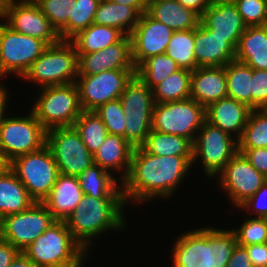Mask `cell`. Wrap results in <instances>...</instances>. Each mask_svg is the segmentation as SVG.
Segmentation results:
<instances>
[{
  "instance_id": "1",
  "label": "cell",
  "mask_w": 267,
  "mask_h": 267,
  "mask_svg": "<svg viewBox=\"0 0 267 267\" xmlns=\"http://www.w3.org/2000/svg\"><path fill=\"white\" fill-rule=\"evenodd\" d=\"M193 157L158 156L141 146L132 151L128 175L121 182L123 199L147 202L155 197H170L192 168Z\"/></svg>"
},
{
  "instance_id": "2",
  "label": "cell",
  "mask_w": 267,
  "mask_h": 267,
  "mask_svg": "<svg viewBox=\"0 0 267 267\" xmlns=\"http://www.w3.org/2000/svg\"><path fill=\"white\" fill-rule=\"evenodd\" d=\"M174 245L173 267H226L237 239L232 229L209 226L185 232Z\"/></svg>"
},
{
  "instance_id": "3",
  "label": "cell",
  "mask_w": 267,
  "mask_h": 267,
  "mask_svg": "<svg viewBox=\"0 0 267 267\" xmlns=\"http://www.w3.org/2000/svg\"><path fill=\"white\" fill-rule=\"evenodd\" d=\"M124 205L123 198H93L84 195L65 223L74 239L88 250L93 236L126 227L122 215Z\"/></svg>"
},
{
  "instance_id": "4",
  "label": "cell",
  "mask_w": 267,
  "mask_h": 267,
  "mask_svg": "<svg viewBox=\"0 0 267 267\" xmlns=\"http://www.w3.org/2000/svg\"><path fill=\"white\" fill-rule=\"evenodd\" d=\"M78 54L70 40L48 45L21 77L41 87L76 83Z\"/></svg>"
},
{
  "instance_id": "5",
  "label": "cell",
  "mask_w": 267,
  "mask_h": 267,
  "mask_svg": "<svg viewBox=\"0 0 267 267\" xmlns=\"http://www.w3.org/2000/svg\"><path fill=\"white\" fill-rule=\"evenodd\" d=\"M31 111L48 131L71 127L83 111L76 83L42 87Z\"/></svg>"
},
{
  "instance_id": "6",
  "label": "cell",
  "mask_w": 267,
  "mask_h": 267,
  "mask_svg": "<svg viewBox=\"0 0 267 267\" xmlns=\"http://www.w3.org/2000/svg\"><path fill=\"white\" fill-rule=\"evenodd\" d=\"M119 99L126 118L125 140L133 148L140 147L152 130L153 91L134 75Z\"/></svg>"
},
{
  "instance_id": "7",
  "label": "cell",
  "mask_w": 267,
  "mask_h": 267,
  "mask_svg": "<svg viewBox=\"0 0 267 267\" xmlns=\"http://www.w3.org/2000/svg\"><path fill=\"white\" fill-rule=\"evenodd\" d=\"M26 187L35 202H43L49 195L60 171L47 145L40 150L16 157L10 168Z\"/></svg>"
},
{
  "instance_id": "8",
  "label": "cell",
  "mask_w": 267,
  "mask_h": 267,
  "mask_svg": "<svg viewBox=\"0 0 267 267\" xmlns=\"http://www.w3.org/2000/svg\"><path fill=\"white\" fill-rule=\"evenodd\" d=\"M84 250L65 221L56 220L22 252L37 267H46L74 261Z\"/></svg>"
},
{
  "instance_id": "9",
  "label": "cell",
  "mask_w": 267,
  "mask_h": 267,
  "mask_svg": "<svg viewBox=\"0 0 267 267\" xmlns=\"http://www.w3.org/2000/svg\"><path fill=\"white\" fill-rule=\"evenodd\" d=\"M206 120L205 107L192 98L155 103L152 130L189 139L192 143Z\"/></svg>"
},
{
  "instance_id": "10",
  "label": "cell",
  "mask_w": 267,
  "mask_h": 267,
  "mask_svg": "<svg viewBox=\"0 0 267 267\" xmlns=\"http://www.w3.org/2000/svg\"><path fill=\"white\" fill-rule=\"evenodd\" d=\"M198 133L193 143L192 165L200 157L206 175L213 178L239 152L238 140L206 120Z\"/></svg>"
},
{
  "instance_id": "11",
  "label": "cell",
  "mask_w": 267,
  "mask_h": 267,
  "mask_svg": "<svg viewBox=\"0 0 267 267\" xmlns=\"http://www.w3.org/2000/svg\"><path fill=\"white\" fill-rule=\"evenodd\" d=\"M46 145V130L30 110L25 117H3L0 122V149L12 161Z\"/></svg>"
},
{
  "instance_id": "12",
  "label": "cell",
  "mask_w": 267,
  "mask_h": 267,
  "mask_svg": "<svg viewBox=\"0 0 267 267\" xmlns=\"http://www.w3.org/2000/svg\"><path fill=\"white\" fill-rule=\"evenodd\" d=\"M48 45L41 39L11 30L0 23V77H22Z\"/></svg>"
},
{
  "instance_id": "13",
  "label": "cell",
  "mask_w": 267,
  "mask_h": 267,
  "mask_svg": "<svg viewBox=\"0 0 267 267\" xmlns=\"http://www.w3.org/2000/svg\"><path fill=\"white\" fill-rule=\"evenodd\" d=\"M55 221L43 202H34L23 212L7 215L0 220V238L22 252Z\"/></svg>"
},
{
  "instance_id": "14",
  "label": "cell",
  "mask_w": 267,
  "mask_h": 267,
  "mask_svg": "<svg viewBox=\"0 0 267 267\" xmlns=\"http://www.w3.org/2000/svg\"><path fill=\"white\" fill-rule=\"evenodd\" d=\"M46 145L52 151L61 174L78 176L93 164V155L74 126L46 131Z\"/></svg>"
},
{
  "instance_id": "15",
  "label": "cell",
  "mask_w": 267,
  "mask_h": 267,
  "mask_svg": "<svg viewBox=\"0 0 267 267\" xmlns=\"http://www.w3.org/2000/svg\"><path fill=\"white\" fill-rule=\"evenodd\" d=\"M134 75L136 70H110L78 76L76 84L83 111H94L109 101L119 99Z\"/></svg>"
},
{
  "instance_id": "16",
  "label": "cell",
  "mask_w": 267,
  "mask_h": 267,
  "mask_svg": "<svg viewBox=\"0 0 267 267\" xmlns=\"http://www.w3.org/2000/svg\"><path fill=\"white\" fill-rule=\"evenodd\" d=\"M11 30L44 41L47 45L58 43L59 33L42 13L39 5L30 0H16L11 3L1 17Z\"/></svg>"
},
{
  "instance_id": "17",
  "label": "cell",
  "mask_w": 267,
  "mask_h": 267,
  "mask_svg": "<svg viewBox=\"0 0 267 267\" xmlns=\"http://www.w3.org/2000/svg\"><path fill=\"white\" fill-rule=\"evenodd\" d=\"M217 175L221 176V188L225 189L236 207L253 196L267 180V177L258 172L239 152Z\"/></svg>"
},
{
  "instance_id": "18",
  "label": "cell",
  "mask_w": 267,
  "mask_h": 267,
  "mask_svg": "<svg viewBox=\"0 0 267 267\" xmlns=\"http://www.w3.org/2000/svg\"><path fill=\"white\" fill-rule=\"evenodd\" d=\"M173 30L152 18L146 11L133 29L131 38L132 61L137 68L149 57L164 54Z\"/></svg>"
},
{
  "instance_id": "19",
  "label": "cell",
  "mask_w": 267,
  "mask_h": 267,
  "mask_svg": "<svg viewBox=\"0 0 267 267\" xmlns=\"http://www.w3.org/2000/svg\"><path fill=\"white\" fill-rule=\"evenodd\" d=\"M110 70H136L132 61L130 36L125 35L119 42L103 50L78 54V76L94 75Z\"/></svg>"
},
{
  "instance_id": "20",
  "label": "cell",
  "mask_w": 267,
  "mask_h": 267,
  "mask_svg": "<svg viewBox=\"0 0 267 267\" xmlns=\"http://www.w3.org/2000/svg\"><path fill=\"white\" fill-rule=\"evenodd\" d=\"M237 46L231 37H220L201 22L194 29V56L198 67L226 66L236 58Z\"/></svg>"
},
{
  "instance_id": "21",
  "label": "cell",
  "mask_w": 267,
  "mask_h": 267,
  "mask_svg": "<svg viewBox=\"0 0 267 267\" xmlns=\"http://www.w3.org/2000/svg\"><path fill=\"white\" fill-rule=\"evenodd\" d=\"M200 22L217 36L231 37L236 46L247 27L233 0L211 2L201 15Z\"/></svg>"
},
{
  "instance_id": "22",
  "label": "cell",
  "mask_w": 267,
  "mask_h": 267,
  "mask_svg": "<svg viewBox=\"0 0 267 267\" xmlns=\"http://www.w3.org/2000/svg\"><path fill=\"white\" fill-rule=\"evenodd\" d=\"M252 111L247 104L225 97L205 108L206 121L221 128L237 140L241 137ZM234 132V133H233Z\"/></svg>"
},
{
  "instance_id": "23",
  "label": "cell",
  "mask_w": 267,
  "mask_h": 267,
  "mask_svg": "<svg viewBox=\"0 0 267 267\" xmlns=\"http://www.w3.org/2000/svg\"><path fill=\"white\" fill-rule=\"evenodd\" d=\"M227 97L225 66L198 67L191 72L190 98L205 108Z\"/></svg>"
},
{
  "instance_id": "24",
  "label": "cell",
  "mask_w": 267,
  "mask_h": 267,
  "mask_svg": "<svg viewBox=\"0 0 267 267\" xmlns=\"http://www.w3.org/2000/svg\"><path fill=\"white\" fill-rule=\"evenodd\" d=\"M83 196L77 176L60 173L43 203L55 220L65 221L75 210Z\"/></svg>"
},
{
  "instance_id": "25",
  "label": "cell",
  "mask_w": 267,
  "mask_h": 267,
  "mask_svg": "<svg viewBox=\"0 0 267 267\" xmlns=\"http://www.w3.org/2000/svg\"><path fill=\"white\" fill-rule=\"evenodd\" d=\"M146 12L173 31L193 30L200 24L201 16L176 0L149 1Z\"/></svg>"
},
{
  "instance_id": "26",
  "label": "cell",
  "mask_w": 267,
  "mask_h": 267,
  "mask_svg": "<svg viewBox=\"0 0 267 267\" xmlns=\"http://www.w3.org/2000/svg\"><path fill=\"white\" fill-rule=\"evenodd\" d=\"M133 147L121 136L108 134L104 143L93 153V164L104 170H116L122 173L121 181L128 175Z\"/></svg>"
},
{
  "instance_id": "27",
  "label": "cell",
  "mask_w": 267,
  "mask_h": 267,
  "mask_svg": "<svg viewBox=\"0 0 267 267\" xmlns=\"http://www.w3.org/2000/svg\"><path fill=\"white\" fill-rule=\"evenodd\" d=\"M235 60L255 70H267V32L264 25L246 27L240 37Z\"/></svg>"
},
{
  "instance_id": "28",
  "label": "cell",
  "mask_w": 267,
  "mask_h": 267,
  "mask_svg": "<svg viewBox=\"0 0 267 267\" xmlns=\"http://www.w3.org/2000/svg\"><path fill=\"white\" fill-rule=\"evenodd\" d=\"M84 195L93 198H123L121 183L113 177L111 172L92 164L77 176Z\"/></svg>"
},
{
  "instance_id": "29",
  "label": "cell",
  "mask_w": 267,
  "mask_h": 267,
  "mask_svg": "<svg viewBox=\"0 0 267 267\" xmlns=\"http://www.w3.org/2000/svg\"><path fill=\"white\" fill-rule=\"evenodd\" d=\"M140 16L141 14L132 6L118 4L111 0H101L93 23L117 28L130 36Z\"/></svg>"
},
{
  "instance_id": "30",
  "label": "cell",
  "mask_w": 267,
  "mask_h": 267,
  "mask_svg": "<svg viewBox=\"0 0 267 267\" xmlns=\"http://www.w3.org/2000/svg\"><path fill=\"white\" fill-rule=\"evenodd\" d=\"M34 202L11 169L0 175V220L7 215L23 212Z\"/></svg>"
},
{
  "instance_id": "31",
  "label": "cell",
  "mask_w": 267,
  "mask_h": 267,
  "mask_svg": "<svg viewBox=\"0 0 267 267\" xmlns=\"http://www.w3.org/2000/svg\"><path fill=\"white\" fill-rule=\"evenodd\" d=\"M125 34L117 28L92 23L70 39L77 54H89L103 50L119 42Z\"/></svg>"
},
{
  "instance_id": "32",
  "label": "cell",
  "mask_w": 267,
  "mask_h": 267,
  "mask_svg": "<svg viewBox=\"0 0 267 267\" xmlns=\"http://www.w3.org/2000/svg\"><path fill=\"white\" fill-rule=\"evenodd\" d=\"M141 147L158 156L193 157V143L182 136L151 130Z\"/></svg>"
},
{
  "instance_id": "33",
  "label": "cell",
  "mask_w": 267,
  "mask_h": 267,
  "mask_svg": "<svg viewBox=\"0 0 267 267\" xmlns=\"http://www.w3.org/2000/svg\"><path fill=\"white\" fill-rule=\"evenodd\" d=\"M227 97L243 102L251 108L252 68L233 60L225 66Z\"/></svg>"
},
{
  "instance_id": "34",
  "label": "cell",
  "mask_w": 267,
  "mask_h": 267,
  "mask_svg": "<svg viewBox=\"0 0 267 267\" xmlns=\"http://www.w3.org/2000/svg\"><path fill=\"white\" fill-rule=\"evenodd\" d=\"M191 72V70L180 68L155 86L152 89L154 102L167 103L189 99Z\"/></svg>"
},
{
  "instance_id": "35",
  "label": "cell",
  "mask_w": 267,
  "mask_h": 267,
  "mask_svg": "<svg viewBox=\"0 0 267 267\" xmlns=\"http://www.w3.org/2000/svg\"><path fill=\"white\" fill-rule=\"evenodd\" d=\"M180 68L166 53L146 59L136 68L139 77L151 90Z\"/></svg>"
},
{
  "instance_id": "36",
  "label": "cell",
  "mask_w": 267,
  "mask_h": 267,
  "mask_svg": "<svg viewBox=\"0 0 267 267\" xmlns=\"http://www.w3.org/2000/svg\"><path fill=\"white\" fill-rule=\"evenodd\" d=\"M165 53L176 62L179 68L191 71L198 68L194 56V29L174 31Z\"/></svg>"
},
{
  "instance_id": "37",
  "label": "cell",
  "mask_w": 267,
  "mask_h": 267,
  "mask_svg": "<svg viewBox=\"0 0 267 267\" xmlns=\"http://www.w3.org/2000/svg\"><path fill=\"white\" fill-rule=\"evenodd\" d=\"M73 126L79 132L81 140L92 154L99 149L108 135L103 121L94 111H82Z\"/></svg>"
},
{
  "instance_id": "38",
  "label": "cell",
  "mask_w": 267,
  "mask_h": 267,
  "mask_svg": "<svg viewBox=\"0 0 267 267\" xmlns=\"http://www.w3.org/2000/svg\"><path fill=\"white\" fill-rule=\"evenodd\" d=\"M101 0H76L70 7L68 24L59 32L61 40H70L78 32L88 28L94 20Z\"/></svg>"
},
{
  "instance_id": "39",
  "label": "cell",
  "mask_w": 267,
  "mask_h": 267,
  "mask_svg": "<svg viewBox=\"0 0 267 267\" xmlns=\"http://www.w3.org/2000/svg\"><path fill=\"white\" fill-rule=\"evenodd\" d=\"M252 148H267V115L260 109H252L238 139V149Z\"/></svg>"
},
{
  "instance_id": "40",
  "label": "cell",
  "mask_w": 267,
  "mask_h": 267,
  "mask_svg": "<svg viewBox=\"0 0 267 267\" xmlns=\"http://www.w3.org/2000/svg\"><path fill=\"white\" fill-rule=\"evenodd\" d=\"M94 113L103 121L108 134L118 135L125 139L126 118L120 99L99 106Z\"/></svg>"
},
{
  "instance_id": "41",
  "label": "cell",
  "mask_w": 267,
  "mask_h": 267,
  "mask_svg": "<svg viewBox=\"0 0 267 267\" xmlns=\"http://www.w3.org/2000/svg\"><path fill=\"white\" fill-rule=\"evenodd\" d=\"M237 239V245L249 246L267 243V218H248L237 229L232 230Z\"/></svg>"
},
{
  "instance_id": "42",
  "label": "cell",
  "mask_w": 267,
  "mask_h": 267,
  "mask_svg": "<svg viewBox=\"0 0 267 267\" xmlns=\"http://www.w3.org/2000/svg\"><path fill=\"white\" fill-rule=\"evenodd\" d=\"M76 0H37L42 13L59 33L67 24L70 17V7Z\"/></svg>"
},
{
  "instance_id": "43",
  "label": "cell",
  "mask_w": 267,
  "mask_h": 267,
  "mask_svg": "<svg viewBox=\"0 0 267 267\" xmlns=\"http://www.w3.org/2000/svg\"><path fill=\"white\" fill-rule=\"evenodd\" d=\"M244 24L261 26L267 22V0H233Z\"/></svg>"
},
{
  "instance_id": "44",
  "label": "cell",
  "mask_w": 267,
  "mask_h": 267,
  "mask_svg": "<svg viewBox=\"0 0 267 267\" xmlns=\"http://www.w3.org/2000/svg\"><path fill=\"white\" fill-rule=\"evenodd\" d=\"M267 103V70L252 69L251 108L261 109Z\"/></svg>"
},
{
  "instance_id": "45",
  "label": "cell",
  "mask_w": 267,
  "mask_h": 267,
  "mask_svg": "<svg viewBox=\"0 0 267 267\" xmlns=\"http://www.w3.org/2000/svg\"><path fill=\"white\" fill-rule=\"evenodd\" d=\"M251 207L254 210L252 215L255 214L256 218H267V180L253 196L239 206V209L245 208L249 211Z\"/></svg>"
},
{
  "instance_id": "46",
  "label": "cell",
  "mask_w": 267,
  "mask_h": 267,
  "mask_svg": "<svg viewBox=\"0 0 267 267\" xmlns=\"http://www.w3.org/2000/svg\"><path fill=\"white\" fill-rule=\"evenodd\" d=\"M250 164L267 177V148L238 149Z\"/></svg>"
},
{
  "instance_id": "47",
  "label": "cell",
  "mask_w": 267,
  "mask_h": 267,
  "mask_svg": "<svg viewBox=\"0 0 267 267\" xmlns=\"http://www.w3.org/2000/svg\"><path fill=\"white\" fill-rule=\"evenodd\" d=\"M254 267H267V243L244 246Z\"/></svg>"
},
{
  "instance_id": "48",
  "label": "cell",
  "mask_w": 267,
  "mask_h": 267,
  "mask_svg": "<svg viewBox=\"0 0 267 267\" xmlns=\"http://www.w3.org/2000/svg\"><path fill=\"white\" fill-rule=\"evenodd\" d=\"M226 267H254L249 260L247 250L239 245L233 249Z\"/></svg>"
},
{
  "instance_id": "49",
  "label": "cell",
  "mask_w": 267,
  "mask_h": 267,
  "mask_svg": "<svg viewBox=\"0 0 267 267\" xmlns=\"http://www.w3.org/2000/svg\"><path fill=\"white\" fill-rule=\"evenodd\" d=\"M19 252L10 242L0 238V267H8Z\"/></svg>"
},
{
  "instance_id": "50",
  "label": "cell",
  "mask_w": 267,
  "mask_h": 267,
  "mask_svg": "<svg viewBox=\"0 0 267 267\" xmlns=\"http://www.w3.org/2000/svg\"><path fill=\"white\" fill-rule=\"evenodd\" d=\"M183 6L194 10L200 16L205 12L211 3L210 0H176Z\"/></svg>"
},
{
  "instance_id": "51",
  "label": "cell",
  "mask_w": 267,
  "mask_h": 267,
  "mask_svg": "<svg viewBox=\"0 0 267 267\" xmlns=\"http://www.w3.org/2000/svg\"><path fill=\"white\" fill-rule=\"evenodd\" d=\"M118 4H125L134 7L140 14L147 10L149 0H111Z\"/></svg>"
},
{
  "instance_id": "52",
  "label": "cell",
  "mask_w": 267,
  "mask_h": 267,
  "mask_svg": "<svg viewBox=\"0 0 267 267\" xmlns=\"http://www.w3.org/2000/svg\"><path fill=\"white\" fill-rule=\"evenodd\" d=\"M8 267H37L23 252H19Z\"/></svg>"
},
{
  "instance_id": "53",
  "label": "cell",
  "mask_w": 267,
  "mask_h": 267,
  "mask_svg": "<svg viewBox=\"0 0 267 267\" xmlns=\"http://www.w3.org/2000/svg\"><path fill=\"white\" fill-rule=\"evenodd\" d=\"M87 252H89V250H84L74 261H71L69 263H63L60 265H52V266H46V267H81V266H84L83 262L85 261V256H87Z\"/></svg>"
},
{
  "instance_id": "54",
  "label": "cell",
  "mask_w": 267,
  "mask_h": 267,
  "mask_svg": "<svg viewBox=\"0 0 267 267\" xmlns=\"http://www.w3.org/2000/svg\"><path fill=\"white\" fill-rule=\"evenodd\" d=\"M8 99V91L7 89L2 86V84H0V122L2 120V118L5 116V108L8 107L6 104Z\"/></svg>"
},
{
  "instance_id": "55",
  "label": "cell",
  "mask_w": 267,
  "mask_h": 267,
  "mask_svg": "<svg viewBox=\"0 0 267 267\" xmlns=\"http://www.w3.org/2000/svg\"><path fill=\"white\" fill-rule=\"evenodd\" d=\"M11 168V161L5 153L0 149V175L5 174Z\"/></svg>"
},
{
  "instance_id": "56",
  "label": "cell",
  "mask_w": 267,
  "mask_h": 267,
  "mask_svg": "<svg viewBox=\"0 0 267 267\" xmlns=\"http://www.w3.org/2000/svg\"><path fill=\"white\" fill-rule=\"evenodd\" d=\"M15 0H0V18L3 16L4 11L8 6L13 3Z\"/></svg>"
},
{
  "instance_id": "57",
  "label": "cell",
  "mask_w": 267,
  "mask_h": 267,
  "mask_svg": "<svg viewBox=\"0 0 267 267\" xmlns=\"http://www.w3.org/2000/svg\"><path fill=\"white\" fill-rule=\"evenodd\" d=\"M260 110L267 115V103Z\"/></svg>"
},
{
  "instance_id": "58",
  "label": "cell",
  "mask_w": 267,
  "mask_h": 267,
  "mask_svg": "<svg viewBox=\"0 0 267 267\" xmlns=\"http://www.w3.org/2000/svg\"><path fill=\"white\" fill-rule=\"evenodd\" d=\"M264 26H265V29H266V32H267V22L264 24Z\"/></svg>"
}]
</instances>
